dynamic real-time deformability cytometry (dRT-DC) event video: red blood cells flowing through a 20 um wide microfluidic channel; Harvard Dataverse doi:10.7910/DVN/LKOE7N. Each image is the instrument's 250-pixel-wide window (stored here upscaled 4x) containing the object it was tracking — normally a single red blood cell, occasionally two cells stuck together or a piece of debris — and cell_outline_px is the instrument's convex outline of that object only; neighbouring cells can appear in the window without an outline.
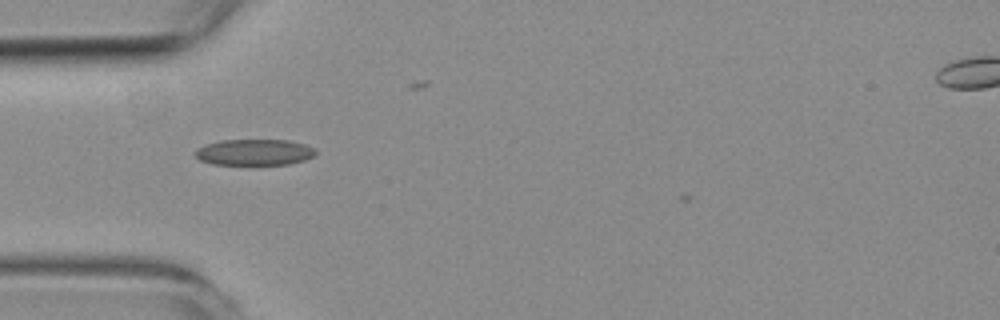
{"species": "common noctule bat (a hibernating species)", "species_latin": "Nyctalus noctula", "temperature_condition": "room temperature", "stored_images_in_passage": 29, "camera_frame_rate_fps": 3000, "um_per_image_px": 0.085, "animal": {"sex": "female", "body_mass_g": 19.3, "forearm_length_mm": 54.1}, "frame": {"image": 1, "passage_image": 1, "time_ms": 0.0, "image_size_px": [1000, 320], "cell_outline_px": [[316, 152], [312, 156], [304, 160], [288, 164], [212, 164], [200, 160], [196, 156], [196, 148], [204, 144], [220, 140], [288, 140], [304, 144], [316, 148]], "centroid_in_image_um": [21.6, 12.93], "position_along_channel_um": 63.4, "area_um2": 18.26}}
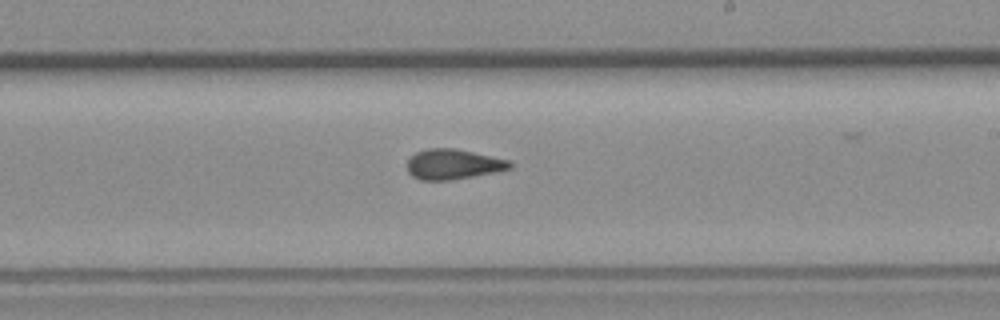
{"frame": {"image": 2, "passage_image": 16, "time_ms": 5.0, "image_size_px": [1000, 320], "cell_outline_px": [[512, 168], [472, 176], [448, 180], [420, 180], [412, 176], [408, 172], [404, 164], [416, 152], [428, 148], [456, 148], [512, 160]], "centroid_in_image_um": [38.49, 13.95], "position_along_channel_um": 250.5, "area_um2": 18.21}}
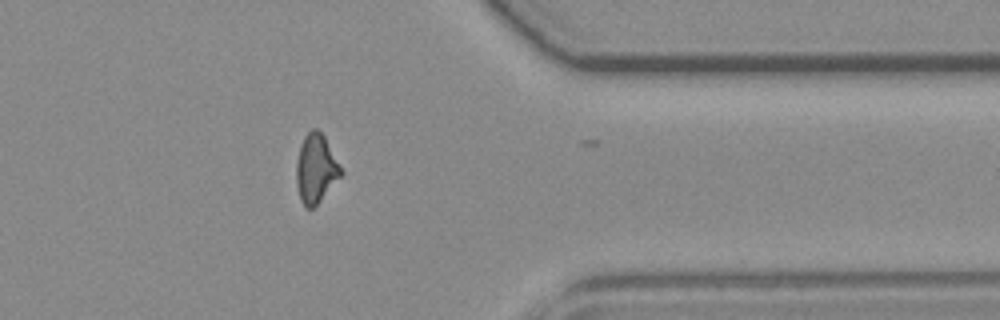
{"frame": {"image": 3, "passage_image": 28, "time_ms": 9.0, "image_size_px": [1000, 320], "cell_outline_px": [[344, 172], [320, 200], [312, 208], [304, 208], [300, 200], [296, 184], [296, 160], [300, 144], [304, 136], [312, 128], [316, 128], [324, 136]], "centroid_in_image_um": [26.82, 14.32], "position_along_channel_um": 384.6, "area_um2": 17.86}, "authors_computed_cell_mechanics": {"area_um2": 17.918, "velocity_mm_per_s": 3.7457, "shape_relaxation_time_tau1_ms": null, "shape_relaxation_time_tau2_ms": 3.0928, "deformation_change_tau1": null, "deformation_change_tau2": 0.0964}}